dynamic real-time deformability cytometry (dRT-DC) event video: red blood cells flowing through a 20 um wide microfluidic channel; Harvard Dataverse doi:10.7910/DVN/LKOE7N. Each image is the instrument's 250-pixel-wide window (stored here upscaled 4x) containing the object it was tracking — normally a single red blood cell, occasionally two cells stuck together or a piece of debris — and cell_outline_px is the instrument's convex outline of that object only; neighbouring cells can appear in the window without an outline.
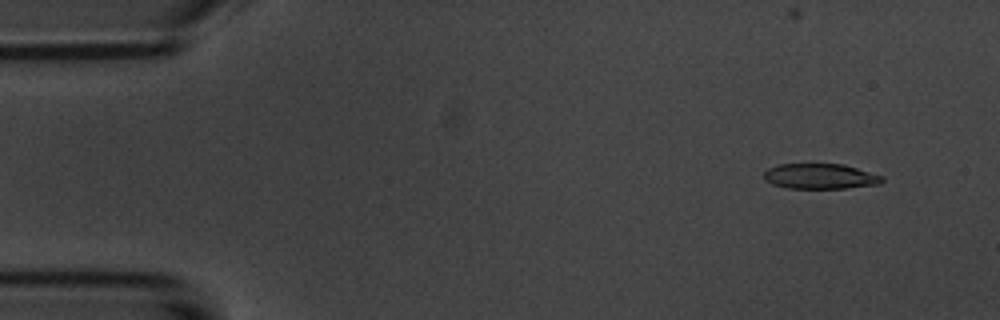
{"species": "common noctule bat (a hibernating species)", "species_latin": "Nyctalus noctula", "temperature_condition": "room temperature", "stored_images_in_passage": 7, "camera_frame_rate_fps": 3000, "um_per_image_px": 0.085, "animal": {"sex": "male", "body_mass_g": 20.1, "forearm_length_mm": 53.5}, "frame": {"image": 1, "passage_image": 2, "time_ms": 1.333, "image_size_px": [1000, 320], "cell_outline_px": [[884, 180], [880, 184], [848, 188], [788, 188], [772, 184], [764, 180], [764, 172], [768, 168], [776, 164], [844, 164], [884, 176]], "centroid_in_image_um": [69.72, 14.98], "position_along_channel_um": 15.3, "area_um2": 17.57}}
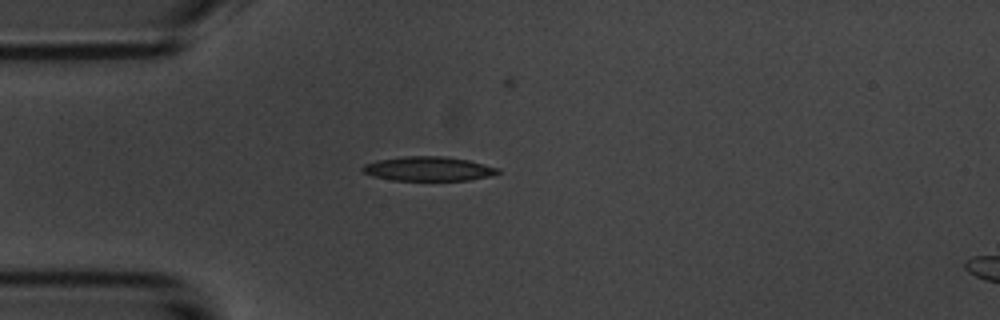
{"frame": {"image": 2, "passage_image": 5, "time_ms": 4.667, "image_size_px": [1000, 320], "cell_outline_px": [[500, 172], [488, 176], [468, 180], [392, 180], [376, 176], [364, 172], [360, 168], [364, 164], [376, 160], [404, 156], [444, 156], [468, 160], [500, 168]], "centroid_in_image_um": [36.41, 14.33], "position_along_channel_um": 48.6, "area_um2": 19.02}}